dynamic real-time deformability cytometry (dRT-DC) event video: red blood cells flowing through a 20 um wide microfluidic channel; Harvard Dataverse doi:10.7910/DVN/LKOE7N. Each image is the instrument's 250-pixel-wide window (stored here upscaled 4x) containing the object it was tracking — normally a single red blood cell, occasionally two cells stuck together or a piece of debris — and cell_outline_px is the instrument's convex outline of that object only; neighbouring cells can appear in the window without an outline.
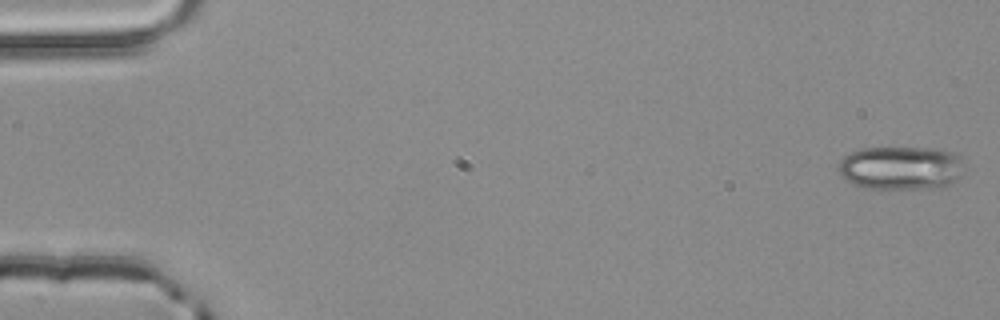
{"species": "common noctule bat (a hibernating species)", "species_latin": "Nyctalus noctula", "temperature_condition": "room temperature", "stored_images_in_passage": 5, "camera_frame_rate_fps": 3000, "um_per_image_px": 0.085, "animal": {"sex": "male", "body_mass_g": 20.4}, "frame": {"image": 1, "passage_image": 1, "time_ms": 0.0, "image_size_px": [1000, 320], "cell_outline_px": [[964, 172], [960, 176], [948, 184], [940, 188], [864, 188], [840, 176], [836, 168], [836, 164], [844, 156], [852, 152], [864, 148], [928, 148], [952, 152], [960, 156], [964, 160]], "centroid_in_image_um": [76.58, 14.27], "position_along_channel_um": 8.4, "area_um2": 32.08}}